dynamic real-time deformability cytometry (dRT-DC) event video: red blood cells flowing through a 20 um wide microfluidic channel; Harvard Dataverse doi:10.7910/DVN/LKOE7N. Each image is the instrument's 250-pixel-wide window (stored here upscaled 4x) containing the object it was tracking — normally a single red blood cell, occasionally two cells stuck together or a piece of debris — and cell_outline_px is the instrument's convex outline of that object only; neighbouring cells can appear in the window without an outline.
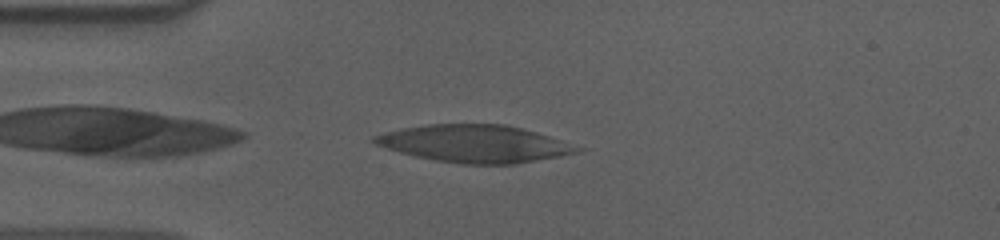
{"species": "human", "species_latin": "Homo sapiens", "temperature_condition": "cold", "stored_images_in_passage": 38, "camera_frame_rate_fps": 3000, "um_per_image_px": 0.085, "donor": {"sex": "male"}, "frame": {"image": 1, "passage_image": 1, "time_ms": 0.0, "image_size_px": [1000, 240], "cell_outline_px": [[588, 148], [580, 152], [560, 156], [516, 164], [464, 164], [436, 160], [416, 156], [400, 152], [376, 144], [372, 140], [372, 136], [400, 128], [428, 124], [504, 124], [536, 132]], "centroid_in_image_um": [40.41, 12.21], "position_along_channel_um": 44.6, "area_um2": 44.1}}
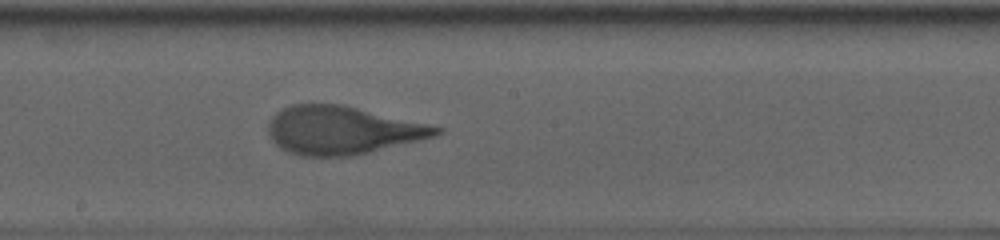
{"frame": {"image": 2, "passage_image": 17, "time_ms": 5.333, "image_size_px": [1000, 240], "cell_outline_px": [[444, 132], [436, 136], [420, 140], [352, 156], [300, 156], [288, 152], [280, 148], [272, 140], [268, 132], [268, 124], [272, 116], [276, 112], [292, 104], [344, 104], [444, 128]], "centroid_in_image_um": [29.08, 11.07], "position_along_channel_um": 219.1, "area_um2": 47.16}}
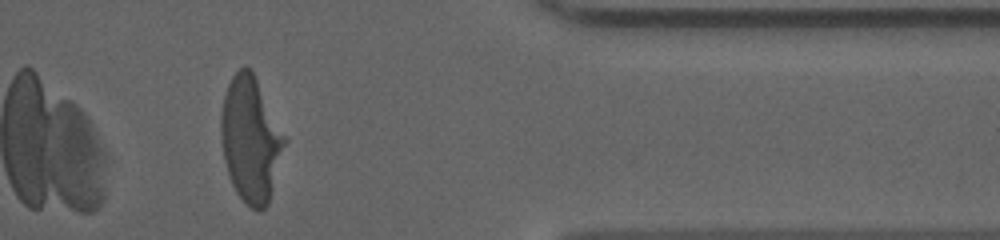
{"frame": {"image": 3, "passage_image": 33, "time_ms": 10.667, "image_size_px": [1000, 240], "cell_outline_px": [[288, 140], [268, 204], [260, 212], [252, 208], [236, 192], [228, 176], [224, 160], [220, 136], [220, 112], [224, 96], [228, 84], [232, 76], [244, 64], [252, 68]], "centroid_in_image_um": [21.31, 11.81], "position_along_channel_um": 390.1, "area_um2": 47.05}, "authors_computed_cell_mechanics": {"area_um2": 47.2515, "velocity_mm_per_s": 3.6233, "shape_relaxation_time_tau1_ms": 5.4399, "shape_relaxation_time_tau2_ms": 1.0006, "deformation_change_tau1": 0.2452, "deformation_change_tau2": 0.0937}}